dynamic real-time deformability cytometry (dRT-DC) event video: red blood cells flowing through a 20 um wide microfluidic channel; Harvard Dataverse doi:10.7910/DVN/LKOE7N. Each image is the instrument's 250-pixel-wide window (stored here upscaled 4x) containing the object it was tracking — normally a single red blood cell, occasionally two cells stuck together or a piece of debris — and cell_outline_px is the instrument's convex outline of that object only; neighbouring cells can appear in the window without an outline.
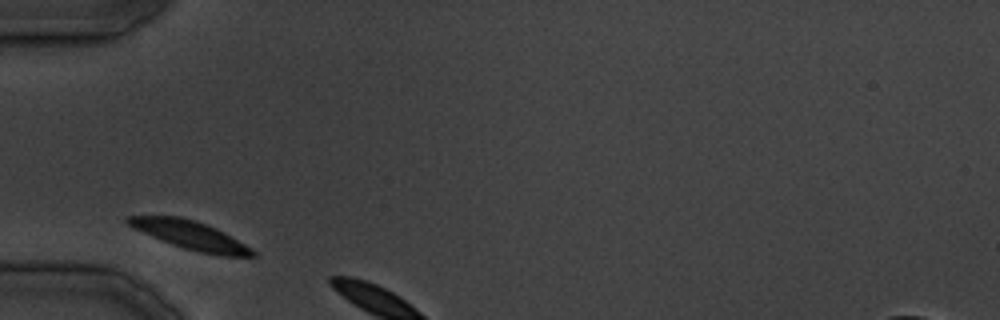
{"species": "common noctule bat (a hibernating species)", "species_latin": "Nyctalus noctula", "temperature_condition": "cold", "stored_images_in_passage": 2, "camera_frame_rate_fps": 3000, "um_per_image_px": 0.085, "animal": {"sex": "male", "body_mass_g": 19.5, "forearm_length_mm": 54.6}, "frame": {"image": 1, "passage_image": 1, "time_ms": 0.0, "image_size_px": [1000, 320], "cell_outline_px": [[256, 256], [220, 256], [200, 252], [184, 248], [172, 244], [132, 228], [124, 220], [128, 216], [180, 216], [196, 220], [216, 228], [224, 232], [252, 248], [256, 252]], "centroid_in_image_um": [16.19, 19.98], "position_along_channel_um": 68.8, "area_um2": 20.58}}